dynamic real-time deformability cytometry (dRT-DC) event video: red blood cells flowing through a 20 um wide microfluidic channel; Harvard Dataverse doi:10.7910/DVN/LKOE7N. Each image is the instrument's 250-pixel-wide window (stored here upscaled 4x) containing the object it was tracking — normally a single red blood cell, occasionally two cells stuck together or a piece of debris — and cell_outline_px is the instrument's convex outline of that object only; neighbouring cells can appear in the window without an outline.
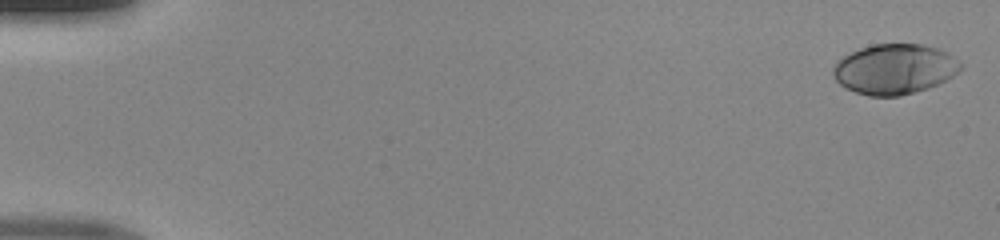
{"species": "human", "species_latin": "Homo sapiens", "temperature_condition": "room temperature", "stored_images_in_passage": 49, "camera_frame_rate_fps": 3000, "um_per_image_px": 0.085, "donor": {"sex": "male"}, "frame": {"image": 1, "passage_image": 1, "time_ms": 0.0, "image_size_px": [1000, 240], "cell_outline_px": [[964, 68], [960, 72], [928, 88], [900, 96], [868, 96], [856, 92], [840, 84], [836, 80], [832, 72], [832, 68], [836, 60], [860, 48], [872, 44], [920, 44], [936, 48], [952, 56]], "centroid_in_image_um": [76.01, 5.87], "position_along_channel_um": 9.0, "area_um2": 37.05}}
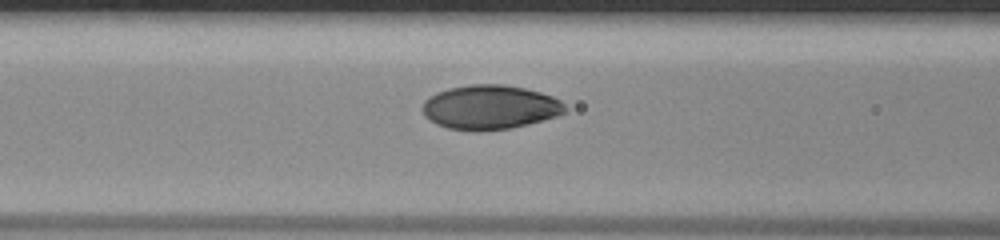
{"frame": {"image": 2, "passage_image": 21, "time_ms": 6.667, "image_size_px": [1000, 240], "cell_outline_px": [[568, 108], [564, 112], [556, 116], [528, 124], [512, 128], [476, 132], [472, 132], [448, 128], [436, 124], [428, 120], [424, 116], [420, 108], [424, 100], [428, 96], [436, 92], [448, 88], [472, 84], [504, 84], [524, 88], [540, 92], [552, 96], [560, 100]], "centroid_in_image_um": [41.59, 9.12], "position_along_channel_um": 125.0, "area_um2": 37.34}}
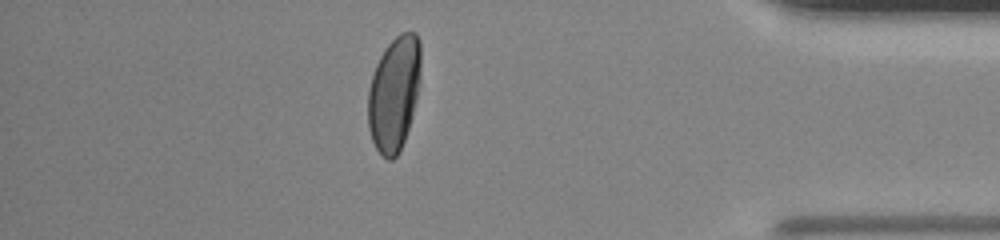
{"frame": {"image": 3, "passage_image": 43, "time_ms": 14.0, "image_size_px": [1000, 240], "cell_outline_px": [[420, 84], [412, 116], [404, 140], [396, 156], [392, 160], [388, 160], [376, 148], [372, 140], [368, 128], [368, 92], [372, 76], [376, 64], [380, 56], [388, 44], [400, 32], [416, 32], [420, 40]], "centroid_in_image_um": [33.5, 7.92], "position_along_channel_um": 401.7, "area_um2": 35.2}}